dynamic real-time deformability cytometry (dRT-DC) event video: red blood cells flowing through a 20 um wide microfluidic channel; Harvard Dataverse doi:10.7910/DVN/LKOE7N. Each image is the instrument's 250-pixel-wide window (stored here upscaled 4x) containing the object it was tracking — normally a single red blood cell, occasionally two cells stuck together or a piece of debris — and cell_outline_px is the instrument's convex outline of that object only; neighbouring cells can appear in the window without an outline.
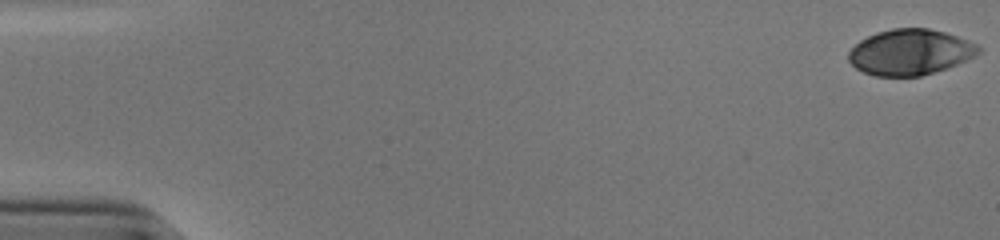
{"species": "human", "species_latin": "Homo sapiens", "temperature_condition": "cold", "stored_images_in_passage": 54, "camera_frame_rate_fps": 3000, "um_per_image_px": 0.085, "donor": {"sex": "male"}, "frame": {"image": 1, "passage_image": 1, "time_ms": 0.0, "image_size_px": [1000, 240], "cell_outline_px": [[980, 52], [976, 56], [956, 64], [920, 76], [876, 76], [864, 72], [856, 68], [848, 60], [848, 52], [860, 40], [876, 32], [892, 28], [928, 28], [944, 32], [968, 40], [976, 44], [980, 48]], "centroid_in_image_um": [77.34, 4.42], "position_along_channel_um": 7.7, "area_um2": 34.39}}
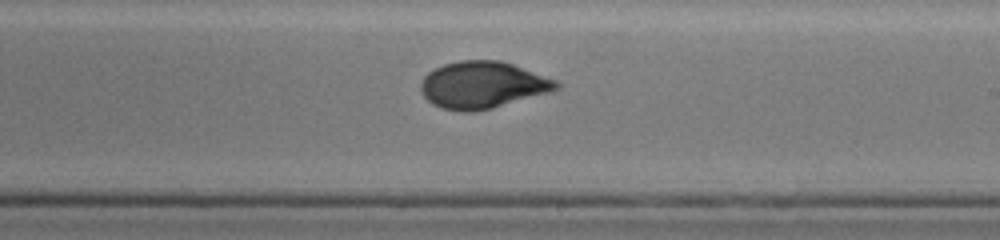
{"frame": {"image": 2, "passage_image": 33, "time_ms": 10.667, "image_size_px": [1000, 240], "cell_outline_px": [[560, 88], [492, 108], [472, 112], [464, 112], [440, 108], [432, 104], [424, 96], [420, 88], [420, 84], [424, 76], [428, 72], [444, 64], [460, 60], [500, 60], [512, 64], [556, 80], [560, 84]], "centroid_in_image_um": [40.97, 7.22], "position_along_channel_um": 248.0, "area_um2": 36.7}}
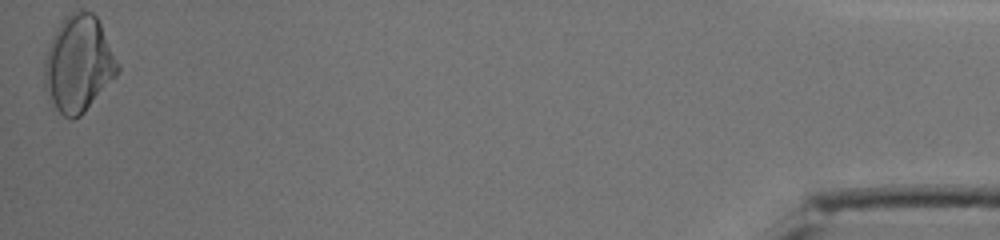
{"frame": {"image": 3, "passage_image": 54, "time_ms": 17.667, "image_size_px": [1000, 240], "cell_outline_px": [[120, 72], [84, 112], [80, 116], [72, 120], [64, 116], [48, 100], [44, 88], [44, 60], [48, 44], [56, 28], [72, 12], [92, 12], [96, 16], [100, 24], [120, 68]], "centroid_in_image_um": [6.64, 5.48], "position_along_channel_um": 428.6, "area_um2": 40.81}, "authors_computed_cell_mechanics": {"area_um2": 35.9227, "velocity_mm_per_s": 3.8339, "shape_relaxation_time_tau1_ms": 5.3799, "shape_relaxation_time_tau2_ms": 1.1075, "deformation_change_tau1": 0.1819, "deformation_change_tau2": 0.0381}}